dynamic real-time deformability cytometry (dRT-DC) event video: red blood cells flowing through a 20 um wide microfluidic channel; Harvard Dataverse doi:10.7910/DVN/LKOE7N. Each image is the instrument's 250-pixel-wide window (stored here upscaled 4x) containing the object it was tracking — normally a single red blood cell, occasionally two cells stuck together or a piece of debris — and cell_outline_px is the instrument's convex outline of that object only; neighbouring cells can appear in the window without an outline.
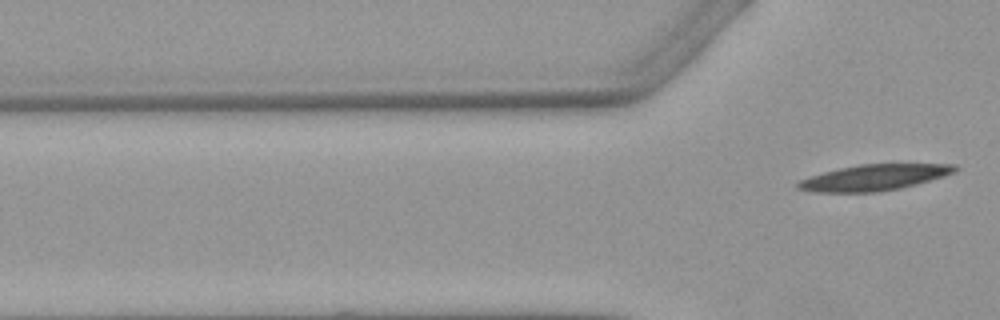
{"species": "Egyptian fruit bat (a non-hibernating species)", "species_latin": "Rousettus aegyptiacus", "temperature_condition": "warm", "stored_images_in_passage": 2, "camera_frame_rate_fps": 3000, "um_per_image_px": 0.085, "animal": {"sex": "female"}, "frame": {"image": 1, "passage_image": 2, "time_ms": 2.0, "image_size_px": [1000, 320], "cell_outline_px": [[960, 168], [956, 172], [944, 176], [916, 184], [900, 188], [880, 192], [812, 192], [796, 188], [796, 184], [800, 180], [824, 172], [840, 168], [860, 164], [956, 164]], "centroid_in_image_um": [74.33, 15.09], "position_along_channel_um": 51.5, "area_um2": 23.7}}